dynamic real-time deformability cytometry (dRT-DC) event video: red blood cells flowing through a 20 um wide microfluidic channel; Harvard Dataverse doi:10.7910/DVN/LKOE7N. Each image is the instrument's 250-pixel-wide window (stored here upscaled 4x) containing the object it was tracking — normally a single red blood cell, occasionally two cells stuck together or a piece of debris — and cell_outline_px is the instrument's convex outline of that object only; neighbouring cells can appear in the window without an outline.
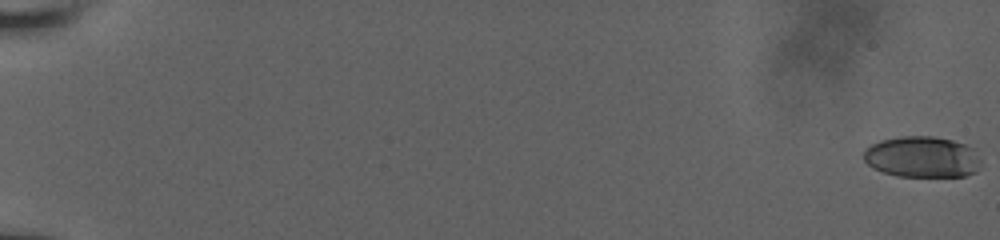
{"species": "human", "species_latin": "Homo sapiens", "temperature_condition": "room temperature", "stored_images_in_passage": 82, "camera_frame_rate_fps": 3000, "um_per_image_px": 0.085, "donor": {"sex": "male"}, "frame": {"image": 1, "passage_image": 1, "time_ms": 0.0, "image_size_px": [1000, 240], "cell_outline_px": [[980, 160], [976, 172], [964, 176], [900, 176], [884, 172], [872, 168], [864, 160], [864, 148], [880, 140], [900, 136], [932, 136], [952, 140], [976, 148]], "centroid_in_image_um": [78.38, 13.33], "position_along_channel_um": 6.6, "area_um2": 28.21}}
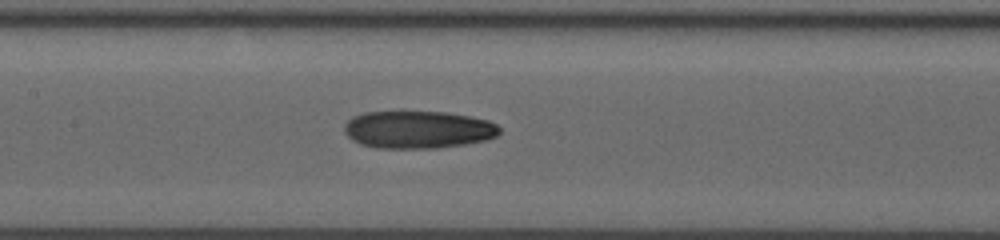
{"frame": {"image": 2, "passage_image": 40, "time_ms": 10.333, "image_size_px": [1000, 240], "cell_outline_px": [[500, 132], [496, 136], [488, 140], [464, 144], [436, 148], [376, 148], [360, 144], [352, 140], [344, 132], [344, 124], [352, 116], [364, 112], [448, 112], [488, 120], [496, 124], [500, 128]], "centroid_in_image_um": [35.52, 11.02], "position_along_channel_um": 171.9, "area_um2": 34.1}}
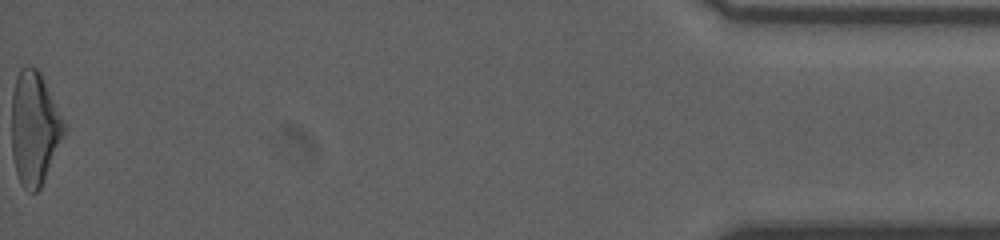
{"frame": {"image": 3, "passage_image": 82, "time_ms": 19.333, "image_size_px": [1000, 240], "cell_outline_px": [[68, 132], [40, 188], [36, 192], [28, 192], [20, 184], [16, 172], [12, 156], [12, 92], [16, 76], [20, 68], [36, 68], [40, 72]], "centroid_in_image_um": [2.93, 10.96], "position_along_channel_um": 432.3, "area_um2": 34.68}, "authors_computed_cell_mechanics": {"area_um2": 32.7148, "velocity_mm_per_s": 3.8726, "shape_relaxation_time_tau1_ms": 5.7195, "shape_relaxation_time_tau2_ms": 3.6267, "deformation_change_tau1": 0.1865, "deformation_change_tau2": 0.126}}